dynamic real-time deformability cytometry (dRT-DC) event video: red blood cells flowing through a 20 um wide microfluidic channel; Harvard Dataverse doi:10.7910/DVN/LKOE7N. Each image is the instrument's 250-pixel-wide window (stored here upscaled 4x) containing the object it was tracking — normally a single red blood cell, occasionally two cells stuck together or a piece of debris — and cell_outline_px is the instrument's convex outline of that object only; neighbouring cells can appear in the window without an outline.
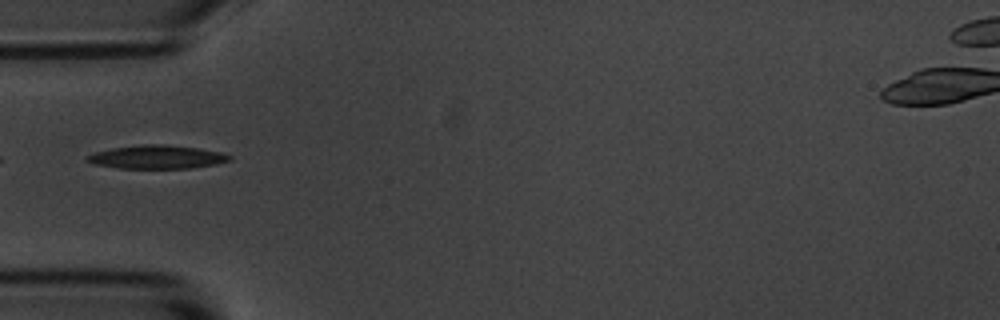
{"species": "common noctule bat (a hibernating species)", "species_latin": "Nyctalus noctula", "temperature_condition": "room temperature", "stored_images_in_passage": 5, "camera_frame_rate_fps": 3000, "um_per_image_px": 0.085, "animal": {"sex": "male", "body_mass_g": 20.1, "forearm_length_mm": 53.5}, "frame": {"image": 1, "passage_image": 5, "time_ms": 4.667, "image_size_px": [1000, 320], "cell_outline_px": [[232, 160], [216, 164], [192, 168], [120, 168], [92, 164], [84, 160], [84, 156], [96, 152], [112, 148], [140, 144], [164, 144], [200, 148], [220, 152], [232, 156]], "centroid_in_image_um": [13.32, 13.34], "position_along_channel_um": 71.7, "area_um2": 19.65}}